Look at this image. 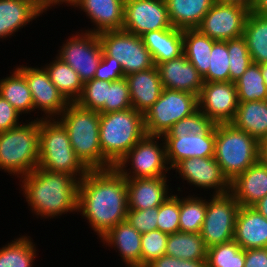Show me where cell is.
<instances>
[{
    "label": "cell",
    "mask_w": 267,
    "mask_h": 267,
    "mask_svg": "<svg viewBox=\"0 0 267 267\" xmlns=\"http://www.w3.org/2000/svg\"><path fill=\"white\" fill-rule=\"evenodd\" d=\"M127 211L126 178L115 167L89 170L79 180L77 215L98 240L125 221Z\"/></svg>",
    "instance_id": "obj_1"
},
{
    "label": "cell",
    "mask_w": 267,
    "mask_h": 267,
    "mask_svg": "<svg viewBox=\"0 0 267 267\" xmlns=\"http://www.w3.org/2000/svg\"><path fill=\"white\" fill-rule=\"evenodd\" d=\"M15 183L34 220L45 223L77 215L79 181L73 176L37 167Z\"/></svg>",
    "instance_id": "obj_2"
},
{
    "label": "cell",
    "mask_w": 267,
    "mask_h": 267,
    "mask_svg": "<svg viewBox=\"0 0 267 267\" xmlns=\"http://www.w3.org/2000/svg\"><path fill=\"white\" fill-rule=\"evenodd\" d=\"M68 132L76 156L89 169H110L114 166L103 156L100 147V113L69 103L57 118Z\"/></svg>",
    "instance_id": "obj_3"
},
{
    "label": "cell",
    "mask_w": 267,
    "mask_h": 267,
    "mask_svg": "<svg viewBox=\"0 0 267 267\" xmlns=\"http://www.w3.org/2000/svg\"><path fill=\"white\" fill-rule=\"evenodd\" d=\"M39 120H24L0 133V171L19 180L38 167Z\"/></svg>",
    "instance_id": "obj_4"
},
{
    "label": "cell",
    "mask_w": 267,
    "mask_h": 267,
    "mask_svg": "<svg viewBox=\"0 0 267 267\" xmlns=\"http://www.w3.org/2000/svg\"><path fill=\"white\" fill-rule=\"evenodd\" d=\"M145 135L144 114L134 108L100 114L101 151L114 167Z\"/></svg>",
    "instance_id": "obj_5"
},
{
    "label": "cell",
    "mask_w": 267,
    "mask_h": 267,
    "mask_svg": "<svg viewBox=\"0 0 267 267\" xmlns=\"http://www.w3.org/2000/svg\"><path fill=\"white\" fill-rule=\"evenodd\" d=\"M40 156L38 168L66 173L78 181L89 169L76 156L65 127L58 119L39 120Z\"/></svg>",
    "instance_id": "obj_6"
},
{
    "label": "cell",
    "mask_w": 267,
    "mask_h": 267,
    "mask_svg": "<svg viewBox=\"0 0 267 267\" xmlns=\"http://www.w3.org/2000/svg\"><path fill=\"white\" fill-rule=\"evenodd\" d=\"M214 158L223 175L232 182L259 160V142L231 123L215 124Z\"/></svg>",
    "instance_id": "obj_7"
},
{
    "label": "cell",
    "mask_w": 267,
    "mask_h": 267,
    "mask_svg": "<svg viewBox=\"0 0 267 267\" xmlns=\"http://www.w3.org/2000/svg\"><path fill=\"white\" fill-rule=\"evenodd\" d=\"M171 172L172 184L175 185L173 186V189H175L174 191L187 194L190 192L189 194L199 195L202 193L204 195H218L230 192V182L223 175L220 165L216 162L214 157L184 159L180 161ZM174 178H176V180H174ZM174 181L180 183L174 184ZM186 185H188V188ZM185 189H187L186 192Z\"/></svg>",
    "instance_id": "obj_8"
},
{
    "label": "cell",
    "mask_w": 267,
    "mask_h": 267,
    "mask_svg": "<svg viewBox=\"0 0 267 267\" xmlns=\"http://www.w3.org/2000/svg\"><path fill=\"white\" fill-rule=\"evenodd\" d=\"M115 168L125 178H157L171 176L162 136L145 135L116 164ZM170 173V174H169Z\"/></svg>",
    "instance_id": "obj_9"
},
{
    "label": "cell",
    "mask_w": 267,
    "mask_h": 267,
    "mask_svg": "<svg viewBox=\"0 0 267 267\" xmlns=\"http://www.w3.org/2000/svg\"><path fill=\"white\" fill-rule=\"evenodd\" d=\"M197 110V95L164 88L158 100L144 113L146 134L163 136L176 122Z\"/></svg>",
    "instance_id": "obj_10"
},
{
    "label": "cell",
    "mask_w": 267,
    "mask_h": 267,
    "mask_svg": "<svg viewBox=\"0 0 267 267\" xmlns=\"http://www.w3.org/2000/svg\"><path fill=\"white\" fill-rule=\"evenodd\" d=\"M97 35L103 49L102 57L115 58L121 64L124 76L155 66L140 36L124 30L104 31Z\"/></svg>",
    "instance_id": "obj_11"
},
{
    "label": "cell",
    "mask_w": 267,
    "mask_h": 267,
    "mask_svg": "<svg viewBox=\"0 0 267 267\" xmlns=\"http://www.w3.org/2000/svg\"><path fill=\"white\" fill-rule=\"evenodd\" d=\"M72 30L70 35L67 34L68 38L61 40L60 37L62 45H58L57 53L53 55L70 65L85 83L94 78L103 49L97 34L80 29Z\"/></svg>",
    "instance_id": "obj_12"
},
{
    "label": "cell",
    "mask_w": 267,
    "mask_h": 267,
    "mask_svg": "<svg viewBox=\"0 0 267 267\" xmlns=\"http://www.w3.org/2000/svg\"><path fill=\"white\" fill-rule=\"evenodd\" d=\"M26 64H16L14 67L28 83L34 105V120L57 119L69 102L51 82L48 72L40 63L34 66Z\"/></svg>",
    "instance_id": "obj_13"
},
{
    "label": "cell",
    "mask_w": 267,
    "mask_h": 267,
    "mask_svg": "<svg viewBox=\"0 0 267 267\" xmlns=\"http://www.w3.org/2000/svg\"><path fill=\"white\" fill-rule=\"evenodd\" d=\"M240 204L231 192L208 195L206 216L200 232L207 248L230 242Z\"/></svg>",
    "instance_id": "obj_14"
},
{
    "label": "cell",
    "mask_w": 267,
    "mask_h": 267,
    "mask_svg": "<svg viewBox=\"0 0 267 267\" xmlns=\"http://www.w3.org/2000/svg\"><path fill=\"white\" fill-rule=\"evenodd\" d=\"M249 12L244 6L216 0L197 29L215 41L236 39L243 35Z\"/></svg>",
    "instance_id": "obj_15"
},
{
    "label": "cell",
    "mask_w": 267,
    "mask_h": 267,
    "mask_svg": "<svg viewBox=\"0 0 267 267\" xmlns=\"http://www.w3.org/2000/svg\"><path fill=\"white\" fill-rule=\"evenodd\" d=\"M171 27L165 0H125L122 30L141 37Z\"/></svg>",
    "instance_id": "obj_16"
},
{
    "label": "cell",
    "mask_w": 267,
    "mask_h": 267,
    "mask_svg": "<svg viewBox=\"0 0 267 267\" xmlns=\"http://www.w3.org/2000/svg\"><path fill=\"white\" fill-rule=\"evenodd\" d=\"M239 100L235 82H204L198 95V109L215 124L231 123Z\"/></svg>",
    "instance_id": "obj_17"
},
{
    "label": "cell",
    "mask_w": 267,
    "mask_h": 267,
    "mask_svg": "<svg viewBox=\"0 0 267 267\" xmlns=\"http://www.w3.org/2000/svg\"><path fill=\"white\" fill-rule=\"evenodd\" d=\"M125 0H74L69 9H75L80 15L86 16L89 22L80 30L91 33H101L104 31L122 30L124 21ZM82 13V14H81Z\"/></svg>",
    "instance_id": "obj_18"
},
{
    "label": "cell",
    "mask_w": 267,
    "mask_h": 267,
    "mask_svg": "<svg viewBox=\"0 0 267 267\" xmlns=\"http://www.w3.org/2000/svg\"><path fill=\"white\" fill-rule=\"evenodd\" d=\"M48 13L37 0H0V41L9 42L22 29ZM38 18V19H37ZM30 25V26H28Z\"/></svg>",
    "instance_id": "obj_19"
},
{
    "label": "cell",
    "mask_w": 267,
    "mask_h": 267,
    "mask_svg": "<svg viewBox=\"0 0 267 267\" xmlns=\"http://www.w3.org/2000/svg\"><path fill=\"white\" fill-rule=\"evenodd\" d=\"M166 158L172 170L180 161L189 158L214 157L215 126L205 135H163Z\"/></svg>",
    "instance_id": "obj_20"
},
{
    "label": "cell",
    "mask_w": 267,
    "mask_h": 267,
    "mask_svg": "<svg viewBox=\"0 0 267 267\" xmlns=\"http://www.w3.org/2000/svg\"><path fill=\"white\" fill-rule=\"evenodd\" d=\"M171 182V176L126 178L128 209L159 207L174 192Z\"/></svg>",
    "instance_id": "obj_21"
},
{
    "label": "cell",
    "mask_w": 267,
    "mask_h": 267,
    "mask_svg": "<svg viewBox=\"0 0 267 267\" xmlns=\"http://www.w3.org/2000/svg\"><path fill=\"white\" fill-rule=\"evenodd\" d=\"M141 237L142 234L125 220L101 237L98 244L107 250L112 249V253L117 252L114 255L120 257L118 260L122 266L119 267H141Z\"/></svg>",
    "instance_id": "obj_22"
},
{
    "label": "cell",
    "mask_w": 267,
    "mask_h": 267,
    "mask_svg": "<svg viewBox=\"0 0 267 267\" xmlns=\"http://www.w3.org/2000/svg\"><path fill=\"white\" fill-rule=\"evenodd\" d=\"M157 67L164 88L199 95L204 83L203 77L184 53L170 61L160 63Z\"/></svg>",
    "instance_id": "obj_23"
},
{
    "label": "cell",
    "mask_w": 267,
    "mask_h": 267,
    "mask_svg": "<svg viewBox=\"0 0 267 267\" xmlns=\"http://www.w3.org/2000/svg\"><path fill=\"white\" fill-rule=\"evenodd\" d=\"M230 192L242 207H252L267 195V165L258 160L230 182Z\"/></svg>",
    "instance_id": "obj_24"
},
{
    "label": "cell",
    "mask_w": 267,
    "mask_h": 267,
    "mask_svg": "<svg viewBox=\"0 0 267 267\" xmlns=\"http://www.w3.org/2000/svg\"><path fill=\"white\" fill-rule=\"evenodd\" d=\"M233 240L244 250L267 248V218L253 207L240 206Z\"/></svg>",
    "instance_id": "obj_25"
},
{
    "label": "cell",
    "mask_w": 267,
    "mask_h": 267,
    "mask_svg": "<svg viewBox=\"0 0 267 267\" xmlns=\"http://www.w3.org/2000/svg\"><path fill=\"white\" fill-rule=\"evenodd\" d=\"M130 91L132 108L142 114L158 100L164 89L158 67L125 76Z\"/></svg>",
    "instance_id": "obj_26"
},
{
    "label": "cell",
    "mask_w": 267,
    "mask_h": 267,
    "mask_svg": "<svg viewBox=\"0 0 267 267\" xmlns=\"http://www.w3.org/2000/svg\"><path fill=\"white\" fill-rule=\"evenodd\" d=\"M156 66L183 54V30L171 27L141 36Z\"/></svg>",
    "instance_id": "obj_27"
},
{
    "label": "cell",
    "mask_w": 267,
    "mask_h": 267,
    "mask_svg": "<svg viewBox=\"0 0 267 267\" xmlns=\"http://www.w3.org/2000/svg\"><path fill=\"white\" fill-rule=\"evenodd\" d=\"M0 95L26 120H34L31 91L25 77L14 66L9 70V74L0 77Z\"/></svg>",
    "instance_id": "obj_28"
},
{
    "label": "cell",
    "mask_w": 267,
    "mask_h": 267,
    "mask_svg": "<svg viewBox=\"0 0 267 267\" xmlns=\"http://www.w3.org/2000/svg\"><path fill=\"white\" fill-rule=\"evenodd\" d=\"M172 27L197 29L216 0H165Z\"/></svg>",
    "instance_id": "obj_29"
},
{
    "label": "cell",
    "mask_w": 267,
    "mask_h": 267,
    "mask_svg": "<svg viewBox=\"0 0 267 267\" xmlns=\"http://www.w3.org/2000/svg\"><path fill=\"white\" fill-rule=\"evenodd\" d=\"M13 236L10 241L0 247V267H35L38 261V243L34 242L33 235L24 232ZM37 267V266H36Z\"/></svg>",
    "instance_id": "obj_30"
},
{
    "label": "cell",
    "mask_w": 267,
    "mask_h": 267,
    "mask_svg": "<svg viewBox=\"0 0 267 267\" xmlns=\"http://www.w3.org/2000/svg\"><path fill=\"white\" fill-rule=\"evenodd\" d=\"M231 124L260 142L267 137V100L239 102Z\"/></svg>",
    "instance_id": "obj_31"
},
{
    "label": "cell",
    "mask_w": 267,
    "mask_h": 267,
    "mask_svg": "<svg viewBox=\"0 0 267 267\" xmlns=\"http://www.w3.org/2000/svg\"><path fill=\"white\" fill-rule=\"evenodd\" d=\"M51 61L46 60L41 63L48 72L51 82L60 91L69 103L76 102L83 90V81L78 73L70 66L63 62L56 55H52Z\"/></svg>",
    "instance_id": "obj_32"
},
{
    "label": "cell",
    "mask_w": 267,
    "mask_h": 267,
    "mask_svg": "<svg viewBox=\"0 0 267 267\" xmlns=\"http://www.w3.org/2000/svg\"><path fill=\"white\" fill-rule=\"evenodd\" d=\"M242 37L255 64H267V17L249 12Z\"/></svg>",
    "instance_id": "obj_33"
},
{
    "label": "cell",
    "mask_w": 267,
    "mask_h": 267,
    "mask_svg": "<svg viewBox=\"0 0 267 267\" xmlns=\"http://www.w3.org/2000/svg\"><path fill=\"white\" fill-rule=\"evenodd\" d=\"M214 42L215 40L202 34L198 29L183 30V53L202 77L208 73Z\"/></svg>",
    "instance_id": "obj_34"
},
{
    "label": "cell",
    "mask_w": 267,
    "mask_h": 267,
    "mask_svg": "<svg viewBox=\"0 0 267 267\" xmlns=\"http://www.w3.org/2000/svg\"><path fill=\"white\" fill-rule=\"evenodd\" d=\"M207 250L200 233L178 231L168 235L165 255L184 260H206Z\"/></svg>",
    "instance_id": "obj_35"
},
{
    "label": "cell",
    "mask_w": 267,
    "mask_h": 267,
    "mask_svg": "<svg viewBox=\"0 0 267 267\" xmlns=\"http://www.w3.org/2000/svg\"><path fill=\"white\" fill-rule=\"evenodd\" d=\"M207 211V195L180 192L179 228L181 232L200 233Z\"/></svg>",
    "instance_id": "obj_36"
},
{
    "label": "cell",
    "mask_w": 267,
    "mask_h": 267,
    "mask_svg": "<svg viewBox=\"0 0 267 267\" xmlns=\"http://www.w3.org/2000/svg\"><path fill=\"white\" fill-rule=\"evenodd\" d=\"M239 102L267 100V85L262 75V65L252 63L235 81Z\"/></svg>",
    "instance_id": "obj_37"
},
{
    "label": "cell",
    "mask_w": 267,
    "mask_h": 267,
    "mask_svg": "<svg viewBox=\"0 0 267 267\" xmlns=\"http://www.w3.org/2000/svg\"><path fill=\"white\" fill-rule=\"evenodd\" d=\"M245 250L234 240L208 248L207 267H244Z\"/></svg>",
    "instance_id": "obj_38"
},
{
    "label": "cell",
    "mask_w": 267,
    "mask_h": 267,
    "mask_svg": "<svg viewBox=\"0 0 267 267\" xmlns=\"http://www.w3.org/2000/svg\"><path fill=\"white\" fill-rule=\"evenodd\" d=\"M229 53L227 41H215L211 50L208 73L203 77L204 82H228Z\"/></svg>",
    "instance_id": "obj_39"
},
{
    "label": "cell",
    "mask_w": 267,
    "mask_h": 267,
    "mask_svg": "<svg viewBox=\"0 0 267 267\" xmlns=\"http://www.w3.org/2000/svg\"><path fill=\"white\" fill-rule=\"evenodd\" d=\"M105 101H107V81L93 78L84 83L76 103L82 108L105 114Z\"/></svg>",
    "instance_id": "obj_40"
},
{
    "label": "cell",
    "mask_w": 267,
    "mask_h": 267,
    "mask_svg": "<svg viewBox=\"0 0 267 267\" xmlns=\"http://www.w3.org/2000/svg\"><path fill=\"white\" fill-rule=\"evenodd\" d=\"M227 50L229 53L230 81L235 82L243 75L253 61L243 37L228 40Z\"/></svg>",
    "instance_id": "obj_41"
},
{
    "label": "cell",
    "mask_w": 267,
    "mask_h": 267,
    "mask_svg": "<svg viewBox=\"0 0 267 267\" xmlns=\"http://www.w3.org/2000/svg\"><path fill=\"white\" fill-rule=\"evenodd\" d=\"M180 192L174 191L159 207L157 229L168 235L180 231Z\"/></svg>",
    "instance_id": "obj_42"
},
{
    "label": "cell",
    "mask_w": 267,
    "mask_h": 267,
    "mask_svg": "<svg viewBox=\"0 0 267 267\" xmlns=\"http://www.w3.org/2000/svg\"><path fill=\"white\" fill-rule=\"evenodd\" d=\"M214 126L215 123L198 109L190 116L176 122L164 135H189L190 132L194 135H205Z\"/></svg>",
    "instance_id": "obj_43"
},
{
    "label": "cell",
    "mask_w": 267,
    "mask_h": 267,
    "mask_svg": "<svg viewBox=\"0 0 267 267\" xmlns=\"http://www.w3.org/2000/svg\"><path fill=\"white\" fill-rule=\"evenodd\" d=\"M168 234L153 230L141 237V267L165 255Z\"/></svg>",
    "instance_id": "obj_44"
},
{
    "label": "cell",
    "mask_w": 267,
    "mask_h": 267,
    "mask_svg": "<svg viewBox=\"0 0 267 267\" xmlns=\"http://www.w3.org/2000/svg\"><path fill=\"white\" fill-rule=\"evenodd\" d=\"M132 108L129 85L126 78L117 81H107V101L105 113L122 111Z\"/></svg>",
    "instance_id": "obj_45"
},
{
    "label": "cell",
    "mask_w": 267,
    "mask_h": 267,
    "mask_svg": "<svg viewBox=\"0 0 267 267\" xmlns=\"http://www.w3.org/2000/svg\"><path fill=\"white\" fill-rule=\"evenodd\" d=\"M158 207L128 209L126 220L141 234L157 230Z\"/></svg>",
    "instance_id": "obj_46"
},
{
    "label": "cell",
    "mask_w": 267,
    "mask_h": 267,
    "mask_svg": "<svg viewBox=\"0 0 267 267\" xmlns=\"http://www.w3.org/2000/svg\"><path fill=\"white\" fill-rule=\"evenodd\" d=\"M121 64L113 57H102L94 76V79L105 81H117L124 78Z\"/></svg>",
    "instance_id": "obj_47"
},
{
    "label": "cell",
    "mask_w": 267,
    "mask_h": 267,
    "mask_svg": "<svg viewBox=\"0 0 267 267\" xmlns=\"http://www.w3.org/2000/svg\"><path fill=\"white\" fill-rule=\"evenodd\" d=\"M23 120L26 119L0 95V133L20 125Z\"/></svg>",
    "instance_id": "obj_48"
},
{
    "label": "cell",
    "mask_w": 267,
    "mask_h": 267,
    "mask_svg": "<svg viewBox=\"0 0 267 267\" xmlns=\"http://www.w3.org/2000/svg\"><path fill=\"white\" fill-rule=\"evenodd\" d=\"M145 267H207V265L206 260L191 261L163 255Z\"/></svg>",
    "instance_id": "obj_49"
},
{
    "label": "cell",
    "mask_w": 267,
    "mask_h": 267,
    "mask_svg": "<svg viewBox=\"0 0 267 267\" xmlns=\"http://www.w3.org/2000/svg\"><path fill=\"white\" fill-rule=\"evenodd\" d=\"M244 267H267V248L245 250Z\"/></svg>",
    "instance_id": "obj_50"
},
{
    "label": "cell",
    "mask_w": 267,
    "mask_h": 267,
    "mask_svg": "<svg viewBox=\"0 0 267 267\" xmlns=\"http://www.w3.org/2000/svg\"><path fill=\"white\" fill-rule=\"evenodd\" d=\"M38 3L48 12H50V10L52 9L54 11V9H58V8H66L69 7L74 0H37ZM54 8V9H53Z\"/></svg>",
    "instance_id": "obj_51"
},
{
    "label": "cell",
    "mask_w": 267,
    "mask_h": 267,
    "mask_svg": "<svg viewBox=\"0 0 267 267\" xmlns=\"http://www.w3.org/2000/svg\"><path fill=\"white\" fill-rule=\"evenodd\" d=\"M251 11L267 17V0H255Z\"/></svg>",
    "instance_id": "obj_52"
},
{
    "label": "cell",
    "mask_w": 267,
    "mask_h": 267,
    "mask_svg": "<svg viewBox=\"0 0 267 267\" xmlns=\"http://www.w3.org/2000/svg\"><path fill=\"white\" fill-rule=\"evenodd\" d=\"M259 160L267 165V137L259 142Z\"/></svg>",
    "instance_id": "obj_53"
},
{
    "label": "cell",
    "mask_w": 267,
    "mask_h": 267,
    "mask_svg": "<svg viewBox=\"0 0 267 267\" xmlns=\"http://www.w3.org/2000/svg\"><path fill=\"white\" fill-rule=\"evenodd\" d=\"M222 3H230L244 6L245 8L252 10L255 0H217Z\"/></svg>",
    "instance_id": "obj_54"
},
{
    "label": "cell",
    "mask_w": 267,
    "mask_h": 267,
    "mask_svg": "<svg viewBox=\"0 0 267 267\" xmlns=\"http://www.w3.org/2000/svg\"><path fill=\"white\" fill-rule=\"evenodd\" d=\"M261 215L267 218V195L252 206Z\"/></svg>",
    "instance_id": "obj_55"
},
{
    "label": "cell",
    "mask_w": 267,
    "mask_h": 267,
    "mask_svg": "<svg viewBox=\"0 0 267 267\" xmlns=\"http://www.w3.org/2000/svg\"><path fill=\"white\" fill-rule=\"evenodd\" d=\"M262 75H263L264 81L267 85V64H262Z\"/></svg>",
    "instance_id": "obj_56"
}]
</instances>
